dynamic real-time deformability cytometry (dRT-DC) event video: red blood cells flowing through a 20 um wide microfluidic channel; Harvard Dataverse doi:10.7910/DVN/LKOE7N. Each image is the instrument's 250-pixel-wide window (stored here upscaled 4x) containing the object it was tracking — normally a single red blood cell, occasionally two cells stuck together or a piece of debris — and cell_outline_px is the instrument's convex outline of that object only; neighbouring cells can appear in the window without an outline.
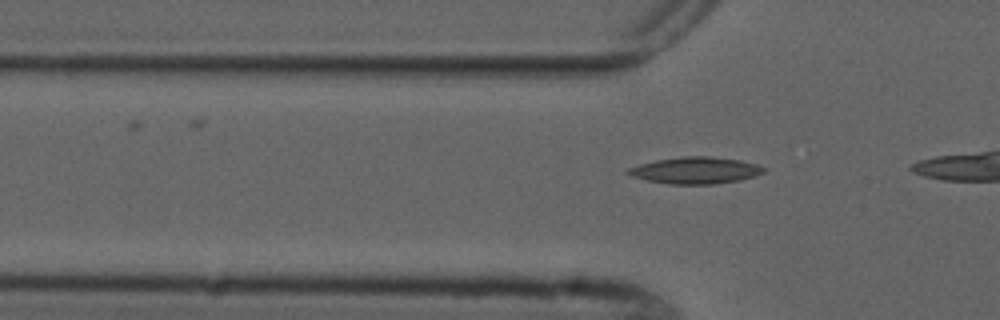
{"species": "common noctule bat (a hibernating species)", "species_latin": "Nyctalus noctula", "temperature_condition": "cold", "stored_images_in_passage": 4, "camera_frame_rate_fps": 3000, "um_per_image_px": 0.085, "animal": {"sex": "male", "forearm_length_mm": 52.5}, "frame": {"image": 1, "passage_image": 4, "time_ms": 3.667, "image_size_px": [1000, 320], "cell_outline_px": [[768, 168], [764, 172], [740, 180], [716, 184], [672, 184], [648, 180], [632, 176], [624, 172], [628, 168], [640, 164], [656, 160], [684, 156], [712, 156], [740, 160], [756, 164]], "centroid_in_image_um": [59.13, 14.47], "position_along_channel_um": 66.7, "area_um2": 21.04}}